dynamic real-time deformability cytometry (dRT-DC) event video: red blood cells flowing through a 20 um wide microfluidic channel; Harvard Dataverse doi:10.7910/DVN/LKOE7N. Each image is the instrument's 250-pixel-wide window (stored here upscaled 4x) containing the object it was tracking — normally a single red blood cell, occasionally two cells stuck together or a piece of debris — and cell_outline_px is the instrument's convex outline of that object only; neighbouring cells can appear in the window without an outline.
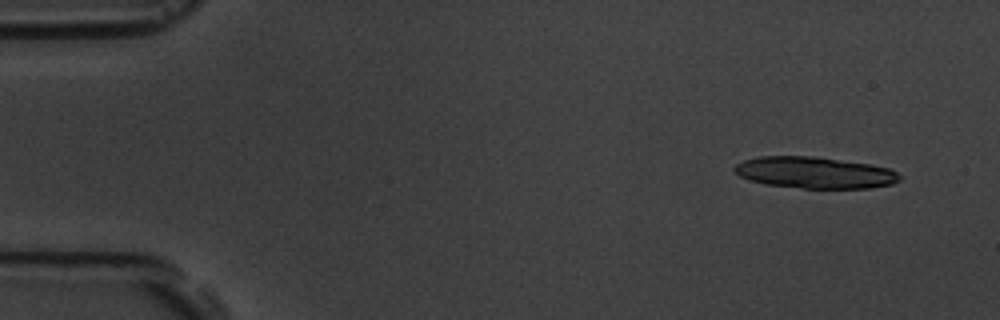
{"species": "common noctule bat (a hibernating species)", "species_latin": "Nyctalus noctula", "temperature_condition": "room temperature", "stored_images_in_passage": 7, "camera_frame_rate_fps": 3000, "um_per_image_px": 0.085, "animal": {"sex": "male", "body_mass_g": 19.5, "forearm_length_mm": 54.6}, "frame": {"image": 1, "passage_image": 1, "time_ms": 0.0, "image_size_px": [1000, 320], "cell_outline_px": [[900, 180], [892, 184], [868, 188], [804, 188], [764, 184], [748, 180], [740, 176], [732, 168], [736, 164], [744, 160], [760, 156], [812, 156], [868, 164], [888, 168], [896, 172], [900, 176]], "centroid_in_image_um": [69.21, 14.67], "position_along_channel_um": 15.8, "area_um2": 30.11}}
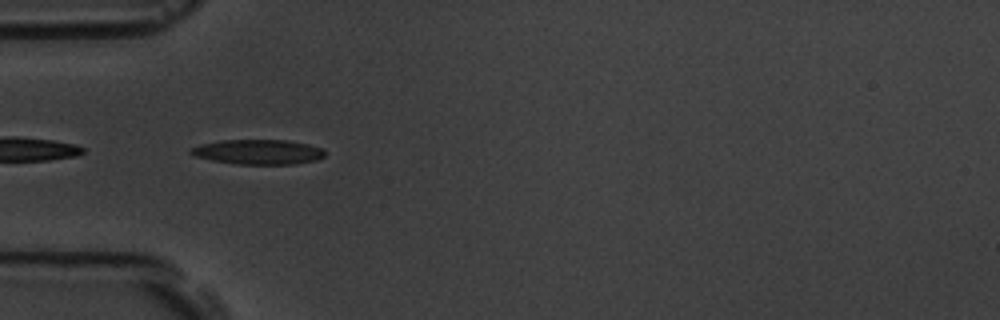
{"frame": {"image": 2, "passage_image": 5, "time_ms": 4.667, "image_size_px": [1000, 320], "cell_outline_px": [[324, 156], [316, 160], [296, 164], [236, 164], [212, 160], [196, 156], [188, 152], [188, 148], [200, 144], [220, 140], [288, 140], [308, 144], [324, 148]], "centroid_in_image_um": [21.93, 12.91], "position_along_channel_um": 63.1, "area_um2": 19.54}}
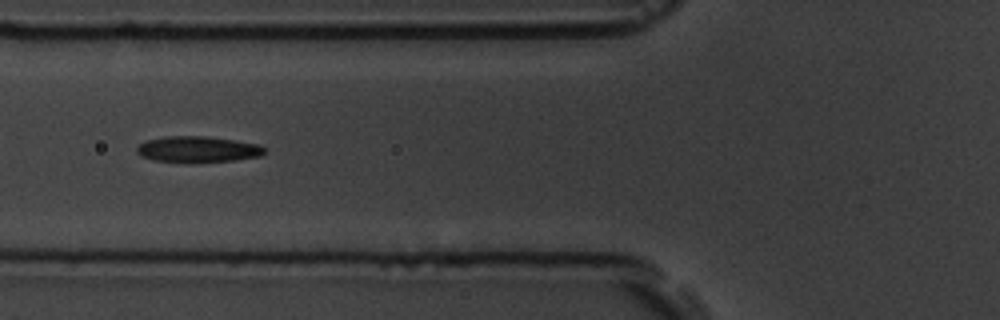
{"frame": {"image": 3, "passage_image": 6, "time_ms": 6.0, "image_size_px": [1000, 320], "cell_outline_px": [[264, 152], [260, 156], [236, 160], [156, 160], [140, 156], [136, 152], [136, 148], [144, 140], [168, 136], [204, 136], [260, 144], [264, 148]], "centroid_in_image_um": [16.79, 12.65], "position_along_channel_um": 109.0, "area_um2": 18.55}}